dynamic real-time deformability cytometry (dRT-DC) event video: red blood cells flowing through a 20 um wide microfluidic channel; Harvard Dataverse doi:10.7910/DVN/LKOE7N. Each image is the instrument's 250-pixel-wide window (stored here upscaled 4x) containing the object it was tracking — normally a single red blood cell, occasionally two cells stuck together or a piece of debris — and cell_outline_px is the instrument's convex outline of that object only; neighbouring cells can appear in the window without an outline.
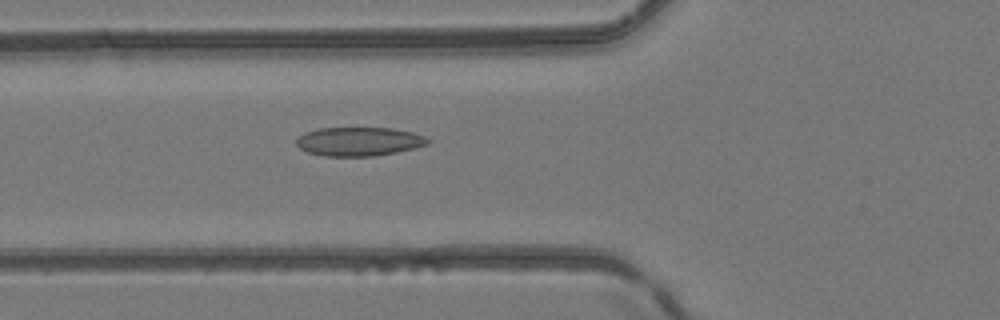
{"species": "common noctule bat (a hibernating species)", "species_latin": "Nyctalus noctula", "temperature_condition": "room temperature", "stored_images_in_passage": 50, "camera_frame_rate_fps": 3000, "um_per_image_px": 0.085, "animal": {"sex": "female", "body_mass_g": 24.6, "forearm_length_mm": 56.2}, "frame": {"image": 1, "passage_image": 19, "time_ms": 6.0, "image_size_px": [1000, 320], "cell_outline_px": [[432, 140], [428, 144], [396, 152], [372, 156], [324, 156], [308, 152], [300, 148], [296, 144], [296, 140], [304, 132], [316, 128], [392, 128], [412, 132], [424, 136]], "centroid_in_image_um": [30.5, 12.02], "position_along_channel_um": 95.3, "area_um2": 22.02}}
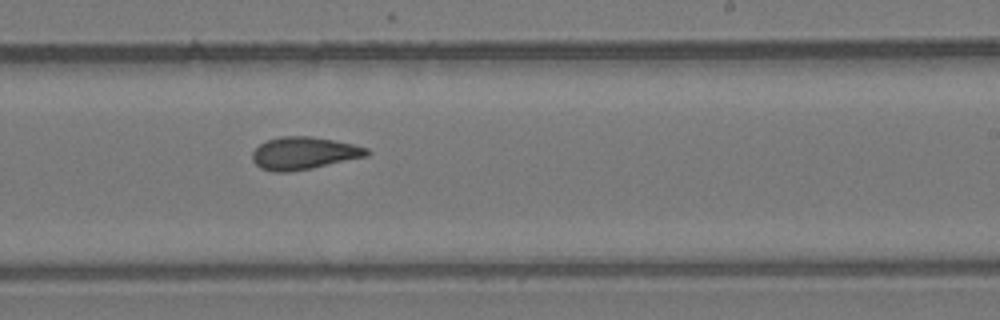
{"frame": {"image": 2, "passage_image": 31, "time_ms": 10.0, "image_size_px": [1000, 320], "cell_outline_px": [[372, 152], [368, 156], [312, 168], [288, 172], [272, 172], [260, 168], [252, 160], [252, 152], [260, 144], [268, 140], [280, 136], [308, 136], [332, 140], [352, 144], [368, 148]], "centroid_in_image_um": [25.83, 13.03], "position_along_channel_um": 263.2, "area_um2": 21.68}}
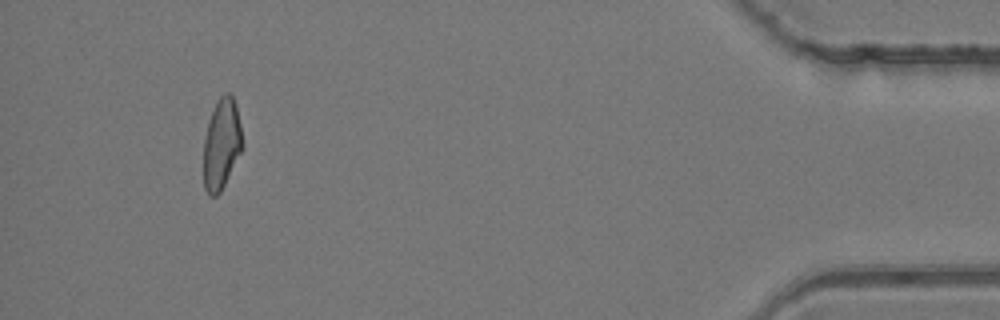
{"frame": {"image": 3, "passage_image": 47, "time_ms": 15.333, "image_size_px": [1000, 320], "cell_outline_px": [[244, 148], [220, 192], [216, 196], [208, 196], [204, 188], [204, 136], [208, 120], [216, 100], [224, 92], [228, 92], [232, 96], [236, 108], [240, 124], [244, 144]], "centroid_in_image_um": [18.83, 12.24], "position_along_channel_um": 416.4, "area_um2": 20.81}, "authors_computed_cell_mechanics": {"area_um2": 21.7039, "velocity_mm_per_s": 4.1865, "shape_relaxation_time_tau1_ms": null, "shape_relaxation_time_tau2_ms": 2.7133, "deformation_change_tau1": null, "deformation_change_tau2": 0.1018}}